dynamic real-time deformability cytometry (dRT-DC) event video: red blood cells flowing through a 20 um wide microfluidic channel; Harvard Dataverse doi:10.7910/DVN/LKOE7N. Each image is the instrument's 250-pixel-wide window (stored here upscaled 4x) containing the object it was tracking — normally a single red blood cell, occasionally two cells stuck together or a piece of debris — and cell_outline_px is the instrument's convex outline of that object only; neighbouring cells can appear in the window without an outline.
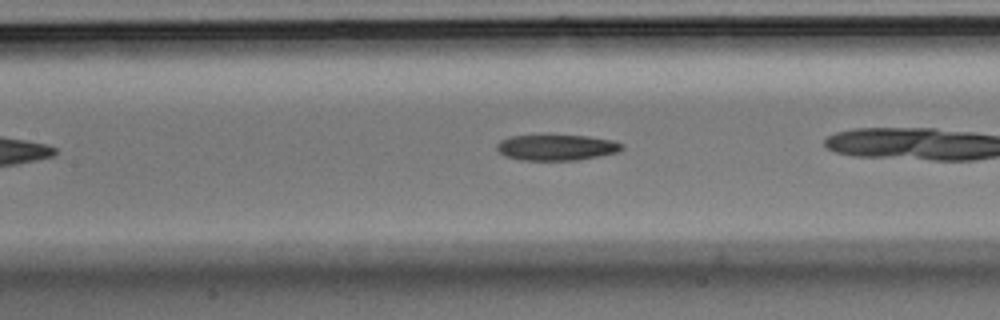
{"species": "Egyptian fruit bat (a non-hibernating species)", "species_latin": "Rousettus aegyptiacus", "temperature_condition": "room temperature", "stored_images_in_passage": 25, "camera_frame_rate_fps": 3000, "um_per_image_px": 0.085, "animal": {"sex": "male"}, "frame": {"image": 1, "passage_image": 8, "time_ms": 2.333, "image_size_px": [1000, 320], "cell_outline_px": [[624, 148], [616, 152], [576, 160], [520, 160], [504, 156], [496, 148], [496, 144], [500, 140], [512, 136], [584, 136], [612, 140], [624, 144]], "centroid_in_image_um": [47.27, 12.54], "position_along_channel_um": 160.1, "area_um2": 18.5}}
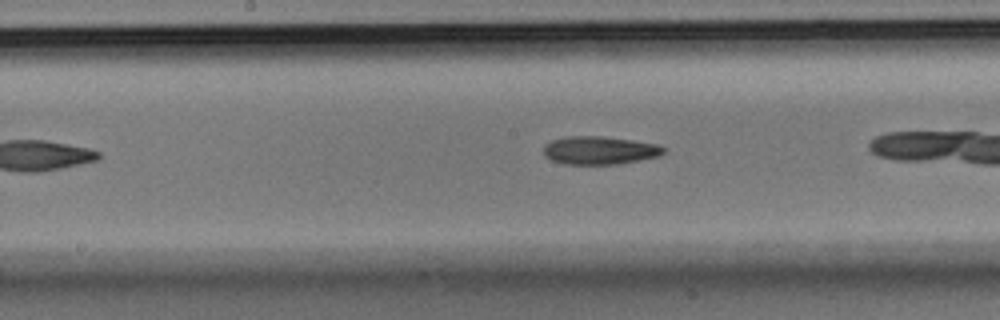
{"frame": {"image": 2, "passage_image": 11, "time_ms": 3.333, "image_size_px": [1000, 320], "cell_outline_px": [[664, 152], [660, 156], [616, 164], [564, 164], [552, 160], [544, 156], [544, 144], [552, 140], [564, 136], [600, 136], [632, 140], [656, 144], [664, 148]], "centroid_in_image_um": [50.92, 12.77], "position_along_channel_um": 197.3, "area_um2": 19.59}}
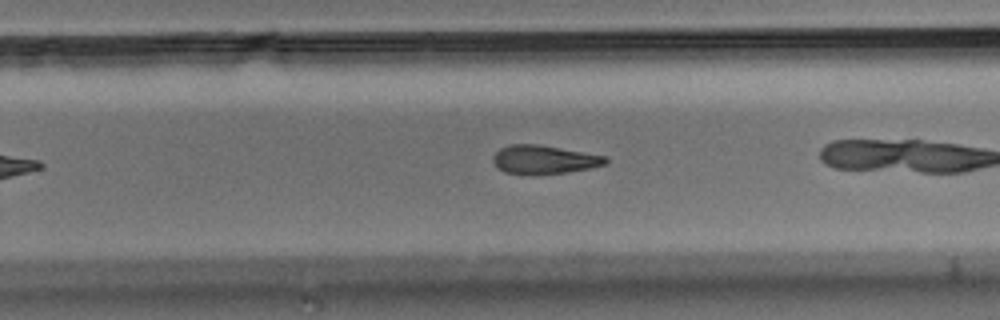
{"frame": {"image": 3, "passage_image": 18, "time_ms": 5.667, "image_size_px": [1000, 320], "cell_outline_px": [[608, 160], [604, 164], [588, 168], [564, 172], [504, 172], [492, 160], [492, 156], [500, 148], [508, 144], [540, 144], [608, 156]], "centroid_in_image_um": [46.26, 13.5], "position_along_channel_um": 283.5, "area_um2": 18.09}}